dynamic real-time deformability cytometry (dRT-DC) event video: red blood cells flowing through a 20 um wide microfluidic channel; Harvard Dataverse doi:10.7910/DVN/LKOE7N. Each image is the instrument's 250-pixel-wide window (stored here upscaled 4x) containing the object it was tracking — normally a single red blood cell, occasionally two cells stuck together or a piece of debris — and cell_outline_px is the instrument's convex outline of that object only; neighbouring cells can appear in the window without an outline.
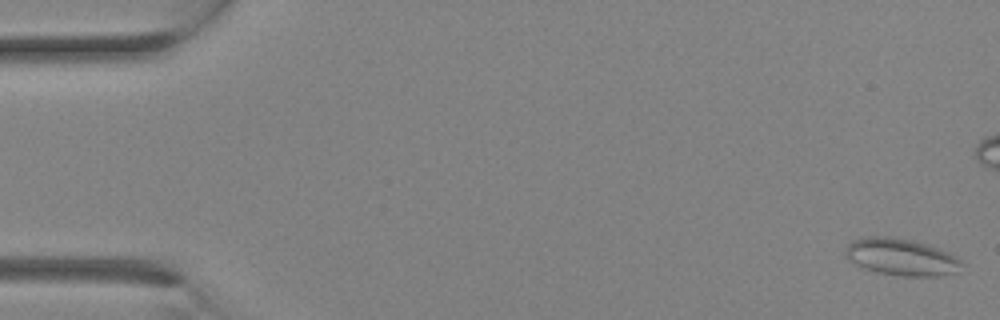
{"species": "Egyptian fruit bat (a non-hibernating species)", "species_latin": "Rousettus aegyptiacus", "temperature_condition": "room temperature", "stored_images_in_passage": 15, "segment_of_instrument_passage": [1, 2], "camera_frame_rate_fps": 3000, "um_per_image_px": 0.085, "animal": {"sex": "female"}, "frame": {"image": 1, "passage_image": 1, "time_ms": 0.0, "image_size_px": [1000, 320], "cell_outline_px": [[964, 264], [956, 272], [940, 276], [900, 276], [880, 272], [856, 264], [848, 260], [844, 252], [848, 244], [852, 240], [872, 236], [892, 236], [912, 240], [948, 252], [956, 256]], "centroid_in_image_um": [76.61, 21.84], "position_along_channel_um": 8.4, "area_um2": 24.8}}
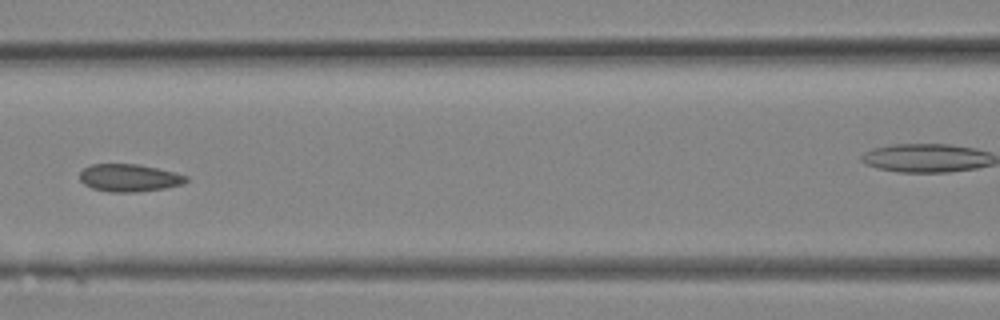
{"frame": {"image": 2, "passage_image": 13, "time_ms": 4.0, "image_size_px": [1000, 320], "cell_outline_px": [[188, 180], [184, 184], [164, 188], [136, 192], [108, 192], [92, 188], [84, 184], [80, 180], [80, 172], [84, 168], [92, 164], [140, 164], [176, 172], [188, 176]], "centroid_in_image_um": [11.0, 15.11], "position_along_channel_um": 155.6, "area_um2": 17.22}}